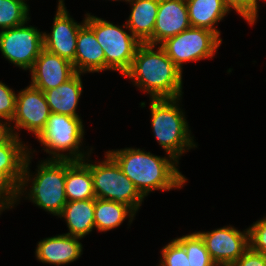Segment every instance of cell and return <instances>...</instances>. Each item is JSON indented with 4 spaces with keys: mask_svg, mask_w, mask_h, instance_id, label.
<instances>
[{
    "mask_svg": "<svg viewBox=\"0 0 266 266\" xmlns=\"http://www.w3.org/2000/svg\"><path fill=\"white\" fill-rule=\"evenodd\" d=\"M106 152L144 198L156 190H180L188 182L178 168L179 162L169 154L165 153L166 156L163 157L156 156L137 147Z\"/></svg>",
    "mask_w": 266,
    "mask_h": 266,
    "instance_id": "cell-1",
    "label": "cell"
},
{
    "mask_svg": "<svg viewBox=\"0 0 266 266\" xmlns=\"http://www.w3.org/2000/svg\"><path fill=\"white\" fill-rule=\"evenodd\" d=\"M182 73L160 45L141 43L123 76L149 94V99H161L183 96Z\"/></svg>",
    "mask_w": 266,
    "mask_h": 266,
    "instance_id": "cell-2",
    "label": "cell"
},
{
    "mask_svg": "<svg viewBox=\"0 0 266 266\" xmlns=\"http://www.w3.org/2000/svg\"><path fill=\"white\" fill-rule=\"evenodd\" d=\"M34 152L36 151L29 148V154L24 163L22 181L18 189V200L24 195L23 197L29 198L28 200L35 206L37 205L53 216H59L67 203L65 160H41L35 169V175L34 173L32 175L29 166Z\"/></svg>",
    "mask_w": 266,
    "mask_h": 266,
    "instance_id": "cell-3",
    "label": "cell"
},
{
    "mask_svg": "<svg viewBox=\"0 0 266 266\" xmlns=\"http://www.w3.org/2000/svg\"><path fill=\"white\" fill-rule=\"evenodd\" d=\"M178 98L150 99L151 129L158 144L179 162L184 152L197 147ZM180 101V102H179Z\"/></svg>",
    "mask_w": 266,
    "mask_h": 266,
    "instance_id": "cell-4",
    "label": "cell"
},
{
    "mask_svg": "<svg viewBox=\"0 0 266 266\" xmlns=\"http://www.w3.org/2000/svg\"><path fill=\"white\" fill-rule=\"evenodd\" d=\"M81 119L51 112L45 128L36 137L44 152L51 155L46 159L82 161L91 154L93 148H88L87 153L81 149L85 135Z\"/></svg>",
    "mask_w": 266,
    "mask_h": 266,
    "instance_id": "cell-5",
    "label": "cell"
},
{
    "mask_svg": "<svg viewBox=\"0 0 266 266\" xmlns=\"http://www.w3.org/2000/svg\"><path fill=\"white\" fill-rule=\"evenodd\" d=\"M85 16V24L94 32L104 51L106 70L118 71L123 76L130 69L141 42L129 31L126 23L118 26L90 13Z\"/></svg>",
    "mask_w": 266,
    "mask_h": 266,
    "instance_id": "cell-6",
    "label": "cell"
},
{
    "mask_svg": "<svg viewBox=\"0 0 266 266\" xmlns=\"http://www.w3.org/2000/svg\"><path fill=\"white\" fill-rule=\"evenodd\" d=\"M104 156L98 163L92 162L90 155L83 160L90 167L96 198L124 204L136 214L145 198L116 161L107 152Z\"/></svg>",
    "mask_w": 266,
    "mask_h": 266,
    "instance_id": "cell-7",
    "label": "cell"
},
{
    "mask_svg": "<svg viewBox=\"0 0 266 266\" xmlns=\"http://www.w3.org/2000/svg\"><path fill=\"white\" fill-rule=\"evenodd\" d=\"M221 44L222 39L214 32L190 27L176 36L167 38L160 46L183 72V63L212 59Z\"/></svg>",
    "mask_w": 266,
    "mask_h": 266,
    "instance_id": "cell-8",
    "label": "cell"
},
{
    "mask_svg": "<svg viewBox=\"0 0 266 266\" xmlns=\"http://www.w3.org/2000/svg\"><path fill=\"white\" fill-rule=\"evenodd\" d=\"M27 23L0 31V51L9 63L30 71L44 43L43 32Z\"/></svg>",
    "mask_w": 266,
    "mask_h": 266,
    "instance_id": "cell-9",
    "label": "cell"
},
{
    "mask_svg": "<svg viewBox=\"0 0 266 266\" xmlns=\"http://www.w3.org/2000/svg\"><path fill=\"white\" fill-rule=\"evenodd\" d=\"M50 115L44 92L29 84L17 94L16 111L10 123L13 134L20 137L17 131L24 129L37 137L45 128Z\"/></svg>",
    "mask_w": 266,
    "mask_h": 266,
    "instance_id": "cell-10",
    "label": "cell"
},
{
    "mask_svg": "<svg viewBox=\"0 0 266 266\" xmlns=\"http://www.w3.org/2000/svg\"><path fill=\"white\" fill-rule=\"evenodd\" d=\"M204 241L211 259L217 266H230L249 248V231L223 226L212 231H196Z\"/></svg>",
    "mask_w": 266,
    "mask_h": 266,
    "instance_id": "cell-11",
    "label": "cell"
},
{
    "mask_svg": "<svg viewBox=\"0 0 266 266\" xmlns=\"http://www.w3.org/2000/svg\"><path fill=\"white\" fill-rule=\"evenodd\" d=\"M66 8L64 0H58L51 33L43 32V43L45 50L73 63L78 31L85 24V18L81 23L76 22Z\"/></svg>",
    "mask_w": 266,
    "mask_h": 266,
    "instance_id": "cell-12",
    "label": "cell"
},
{
    "mask_svg": "<svg viewBox=\"0 0 266 266\" xmlns=\"http://www.w3.org/2000/svg\"><path fill=\"white\" fill-rule=\"evenodd\" d=\"M29 72L30 85L42 91L58 87L77 73L70 61L45 49Z\"/></svg>",
    "mask_w": 266,
    "mask_h": 266,
    "instance_id": "cell-13",
    "label": "cell"
},
{
    "mask_svg": "<svg viewBox=\"0 0 266 266\" xmlns=\"http://www.w3.org/2000/svg\"><path fill=\"white\" fill-rule=\"evenodd\" d=\"M190 27L186 0H159L153 35L145 43L160 45Z\"/></svg>",
    "mask_w": 266,
    "mask_h": 266,
    "instance_id": "cell-14",
    "label": "cell"
},
{
    "mask_svg": "<svg viewBox=\"0 0 266 266\" xmlns=\"http://www.w3.org/2000/svg\"><path fill=\"white\" fill-rule=\"evenodd\" d=\"M81 238L64 234L44 238L37 244L36 259L43 264L67 265L80 258L83 253Z\"/></svg>",
    "mask_w": 266,
    "mask_h": 266,
    "instance_id": "cell-15",
    "label": "cell"
},
{
    "mask_svg": "<svg viewBox=\"0 0 266 266\" xmlns=\"http://www.w3.org/2000/svg\"><path fill=\"white\" fill-rule=\"evenodd\" d=\"M77 73L106 71V59L94 32L84 24L78 31L76 54L72 63Z\"/></svg>",
    "mask_w": 266,
    "mask_h": 266,
    "instance_id": "cell-16",
    "label": "cell"
},
{
    "mask_svg": "<svg viewBox=\"0 0 266 266\" xmlns=\"http://www.w3.org/2000/svg\"><path fill=\"white\" fill-rule=\"evenodd\" d=\"M81 75L76 73L58 87L43 91L51 112L80 117L76 110L83 92Z\"/></svg>",
    "mask_w": 266,
    "mask_h": 266,
    "instance_id": "cell-17",
    "label": "cell"
},
{
    "mask_svg": "<svg viewBox=\"0 0 266 266\" xmlns=\"http://www.w3.org/2000/svg\"><path fill=\"white\" fill-rule=\"evenodd\" d=\"M186 4L191 27L210 30L221 39L216 25L230 13L223 0H186Z\"/></svg>",
    "mask_w": 266,
    "mask_h": 266,
    "instance_id": "cell-18",
    "label": "cell"
},
{
    "mask_svg": "<svg viewBox=\"0 0 266 266\" xmlns=\"http://www.w3.org/2000/svg\"><path fill=\"white\" fill-rule=\"evenodd\" d=\"M94 209L95 198L67 201L62 213L58 216L65 219L69 230L66 234L81 239L90 234L95 229Z\"/></svg>",
    "mask_w": 266,
    "mask_h": 266,
    "instance_id": "cell-19",
    "label": "cell"
},
{
    "mask_svg": "<svg viewBox=\"0 0 266 266\" xmlns=\"http://www.w3.org/2000/svg\"><path fill=\"white\" fill-rule=\"evenodd\" d=\"M131 5V13L126 20L129 31L145 43L152 35L158 13L159 0H126Z\"/></svg>",
    "mask_w": 266,
    "mask_h": 266,
    "instance_id": "cell-20",
    "label": "cell"
},
{
    "mask_svg": "<svg viewBox=\"0 0 266 266\" xmlns=\"http://www.w3.org/2000/svg\"><path fill=\"white\" fill-rule=\"evenodd\" d=\"M65 193L67 201L96 198L91 170L85 161L65 160Z\"/></svg>",
    "mask_w": 266,
    "mask_h": 266,
    "instance_id": "cell-21",
    "label": "cell"
},
{
    "mask_svg": "<svg viewBox=\"0 0 266 266\" xmlns=\"http://www.w3.org/2000/svg\"><path fill=\"white\" fill-rule=\"evenodd\" d=\"M28 154L29 147L15 135L0 146V173L17 189L22 181L24 163Z\"/></svg>",
    "mask_w": 266,
    "mask_h": 266,
    "instance_id": "cell-22",
    "label": "cell"
},
{
    "mask_svg": "<svg viewBox=\"0 0 266 266\" xmlns=\"http://www.w3.org/2000/svg\"><path fill=\"white\" fill-rule=\"evenodd\" d=\"M135 216L136 214L124 204L95 198V228L101 233L119 228L127 218L131 224Z\"/></svg>",
    "mask_w": 266,
    "mask_h": 266,
    "instance_id": "cell-23",
    "label": "cell"
},
{
    "mask_svg": "<svg viewBox=\"0 0 266 266\" xmlns=\"http://www.w3.org/2000/svg\"><path fill=\"white\" fill-rule=\"evenodd\" d=\"M29 5L23 0H0V28L1 31L28 22Z\"/></svg>",
    "mask_w": 266,
    "mask_h": 266,
    "instance_id": "cell-24",
    "label": "cell"
},
{
    "mask_svg": "<svg viewBox=\"0 0 266 266\" xmlns=\"http://www.w3.org/2000/svg\"><path fill=\"white\" fill-rule=\"evenodd\" d=\"M185 248L190 266H217L197 232L176 238Z\"/></svg>",
    "mask_w": 266,
    "mask_h": 266,
    "instance_id": "cell-25",
    "label": "cell"
},
{
    "mask_svg": "<svg viewBox=\"0 0 266 266\" xmlns=\"http://www.w3.org/2000/svg\"><path fill=\"white\" fill-rule=\"evenodd\" d=\"M158 266H190L184 246L175 238L161 249Z\"/></svg>",
    "mask_w": 266,
    "mask_h": 266,
    "instance_id": "cell-26",
    "label": "cell"
},
{
    "mask_svg": "<svg viewBox=\"0 0 266 266\" xmlns=\"http://www.w3.org/2000/svg\"><path fill=\"white\" fill-rule=\"evenodd\" d=\"M258 1L260 0H223L230 11L235 10L251 26L256 23L258 18Z\"/></svg>",
    "mask_w": 266,
    "mask_h": 266,
    "instance_id": "cell-27",
    "label": "cell"
},
{
    "mask_svg": "<svg viewBox=\"0 0 266 266\" xmlns=\"http://www.w3.org/2000/svg\"><path fill=\"white\" fill-rule=\"evenodd\" d=\"M17 94L0 81V119L11 123L16 111Z\"/></svg>",
    "mask_w": 266,
    "mask_h": 266,
    "instance_id": "cell-28",
    "label": "cell"
},
{
    "mask_svg": "<svg viewBox=\"0 0 266 266\" xmlns=\"http://www.w3.org/2000/svg\"><path fill=\"white\" fill-rule=\"evenodd\" d=\"M248 231L249 247L256 252L266 254V216L253 222Z\"/></svg>",
    "mask_w": 266,
    "mask_h": 266,
    "instance_id": "cell-29",
    "label": "cell"
},
{
    "mask_svg": "<svg viewBox=\"0 0 266 266\" xmlns=\"http://www.w3.org/2000/svg\"><path fill=\"white\" fill-rule=\"evenodd\" d=\"M18 189L0 173V215L1 212L18 205Z\"/></svg>",
    "mask_w": 266,
    "mask_h": 266,
    "instance_id": "cell-30",
    "label": "cell"
},
{
    "mask_svg": "<svg viewBox=\"0 0 266 266\" xmlns=\"http://www.w3.org/2000/svg\"><path fill=\"white\" fill-rule=\"evenodd\" d=\"M230 266H266V255L250 247Z\"/></svg>",
    "mask_w": 266,
    "mask_h": 266,
    "instance_id": "cell-31",
    "label": "cell"
},
{
    "mask_svg": "<svg viewBox=\"0 0 266 266\" xmlns=\"http://www.w3.org/2000/svg\"><path fill=\"white\" fill-rule=\"evenodd\" d=\"M13 136L10 123L0 119V146L6 144Z\"/></svg>",
    "mask_w": 266,
    "mask_h": 266,
    "instance_id": "cell-32",
    "label": "cell"
}]
</instances>
